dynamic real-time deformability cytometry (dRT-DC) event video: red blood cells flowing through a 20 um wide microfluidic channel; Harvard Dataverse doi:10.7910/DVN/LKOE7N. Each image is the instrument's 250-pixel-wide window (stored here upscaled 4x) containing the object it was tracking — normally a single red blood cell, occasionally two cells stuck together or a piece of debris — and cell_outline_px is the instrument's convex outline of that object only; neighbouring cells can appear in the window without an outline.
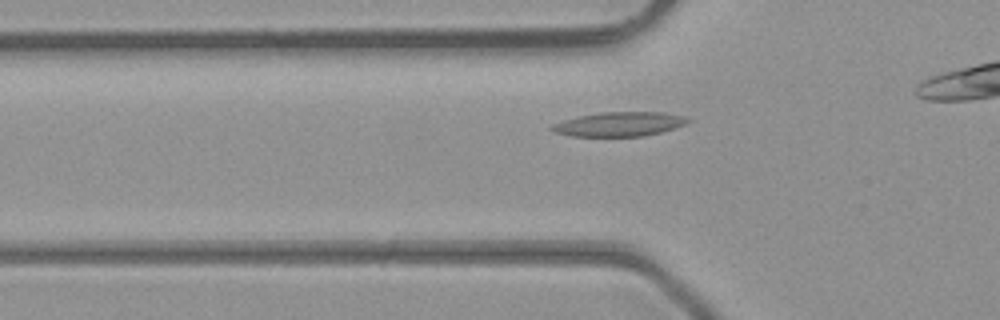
{"species": "common noctule bat (a hibernating species)", "species_latin": "Nyctalus noctula", "temperature_condition": "room temperature", "stored_images_in_passage": 29, "camera_frame_rate_fps": 3000, "um_per_image_px": 0.085, "animal": {"sex": "male", "body_mass_g": 23.1, "forearm_length_mm": 52.7}, "frame": {"image": 1, "passage_image": 7, "time_ms": 2.0, "image_size_px": [1000, 320], "cell_outline_px": [[692, 120], [688, 124], [660, 132], [644, 136], [572, 136], [552, 132], [548, 128], [552, 124], [576, 116], [600, 112], [664, 112], [684, 116]], "centroid_in_image_um": [52.63, 10.54], "position_along_channel_um": 73.2, "area_um2": 19.48}}
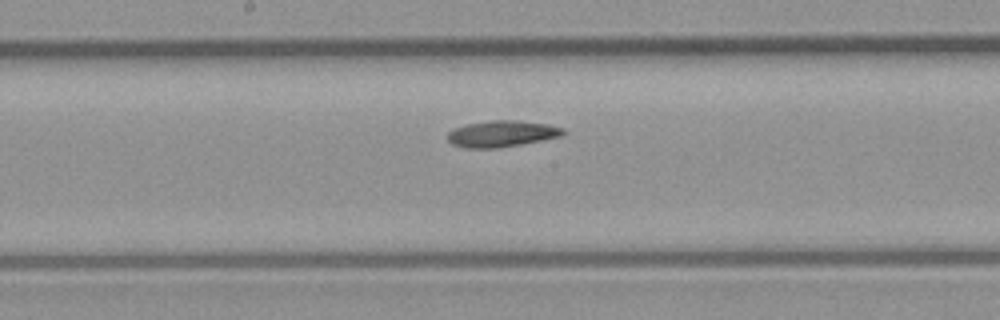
{"frame": {"image": 2, "passage_image": 16, "time_ms": 5.0, "image_size_px": [1000, 320], "cell_outline_px": [[568, 132], [564, 136], [520, 144], [496, 148], [464, 148], [452, 144], [448, 140], [448, 132], [452, 128], [464, 124], [492, 120], [516, 120], [548, 124], [564, 128]], "centroid_in_image_um": [42.67, 11.36], "position_along_channel_um": 205.5, "area_um2": 17.98}}
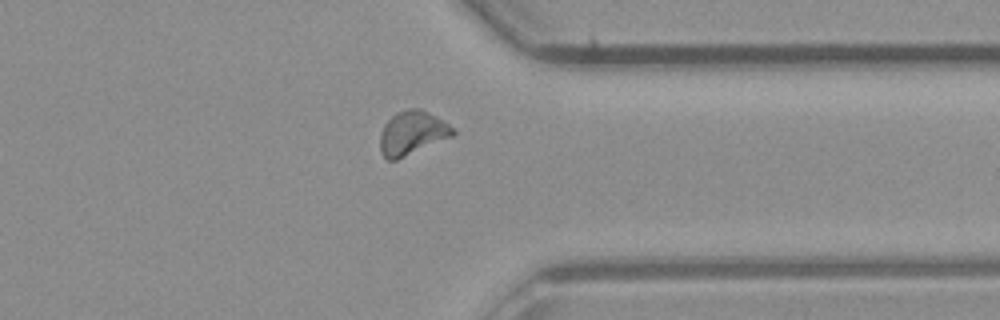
{"frame": {"image": 3, "passage_image": 28, "time_ms": 9.0, "image_size_px": [1000, 320], "cell_outline_px": [[456, 132], [452, 136], [396, 160], [388, 160], [380, 152], [380, 136], [384, 124], [396, 112], [408, 108], [420, 108], [444, 120]], "centroid_in_image_um": [35.02, 11.29], "position_along_channel_um": 376.4, "area_um2": 18.44}}